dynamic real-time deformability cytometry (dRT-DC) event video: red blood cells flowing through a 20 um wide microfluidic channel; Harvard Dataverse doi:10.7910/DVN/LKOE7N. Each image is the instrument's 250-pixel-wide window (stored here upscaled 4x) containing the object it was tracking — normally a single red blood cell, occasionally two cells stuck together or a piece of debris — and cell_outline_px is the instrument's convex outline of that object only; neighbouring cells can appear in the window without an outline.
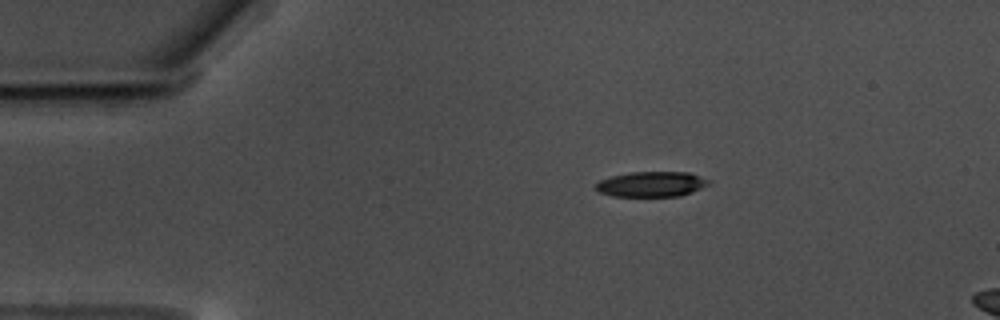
{"species": "common noctule bat (a hibernating species)", "species_latin": "Nyctalus noctula", "temperature_condition": "warm", "stored_images_in_passage": 34, "camera_frame_rate_fps": 3000, "um_per_image_px": 0.085, "animal": {"sex": "male", "body_mass_g": 17.5, "forearm_length_mm": 52.3}, "frame": {"image": 1, "passage_image": 1, "time_ms": 0.0, "image_size_px": [1000, 320], "cell_outline_px": [[712, 180], [708, 184], [692, 192], [680, 196], [612, 196], [600, 192], [596, 188], [596, 184], [600, 180], [612, 176], [632, 172], [688, 172]], "centroid_in_image_um": [55.4, 15.65], "position_along_channel_um": 29.6, "area_um2": 16.47}}
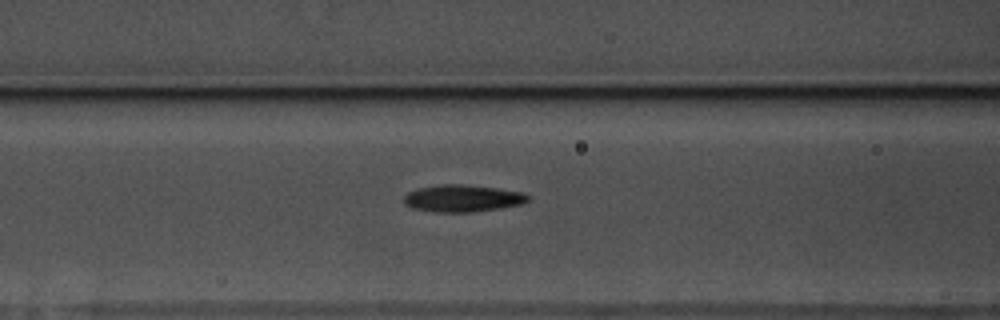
{"frame": {"image": 2, "passage_image": 14, "time_ms": 4.333, "image_size_px": [1000, 320], "cell_outline_px": [[532, 196], [528, 200], [520, 204], [500, 208], [472, 212], [432, 212], [412, 208], [404, 204], [404, 196], [408, 192], [420, 188], [440, 184], [460, 184], [496, 188], [524, 192]], "centroid_in_image_um": [39.32, 16.86], "position_along_channel_um": 127.3, "area_um2": 19.59}}
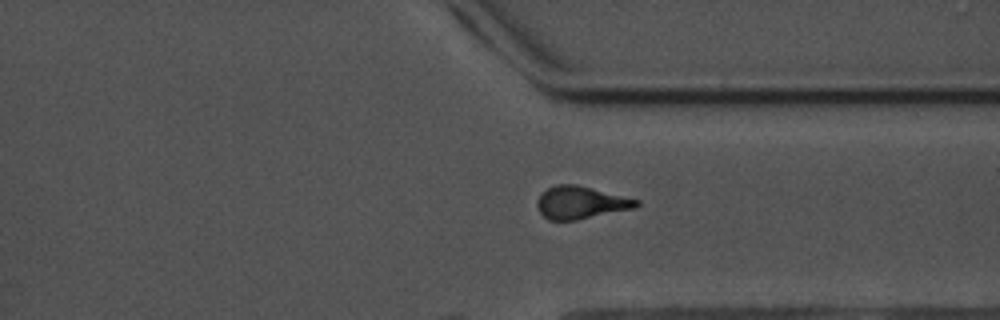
{"frame": {"image": 3, "passage_image": 34, "time_ms": 11.0, "image_size_px": [1000, 320], "cell_outline_px": [[640, 204], [636, 208], [576, 220], [548, 220], [540, 212], [536, 204], [536, 200], [548, 188], [556, 184], [576, 184], [640, 200]], "centroid_in_image_um": [49.38, 17.22], "position_along_channel_um": 362.0, "area_um2": 18.79}}